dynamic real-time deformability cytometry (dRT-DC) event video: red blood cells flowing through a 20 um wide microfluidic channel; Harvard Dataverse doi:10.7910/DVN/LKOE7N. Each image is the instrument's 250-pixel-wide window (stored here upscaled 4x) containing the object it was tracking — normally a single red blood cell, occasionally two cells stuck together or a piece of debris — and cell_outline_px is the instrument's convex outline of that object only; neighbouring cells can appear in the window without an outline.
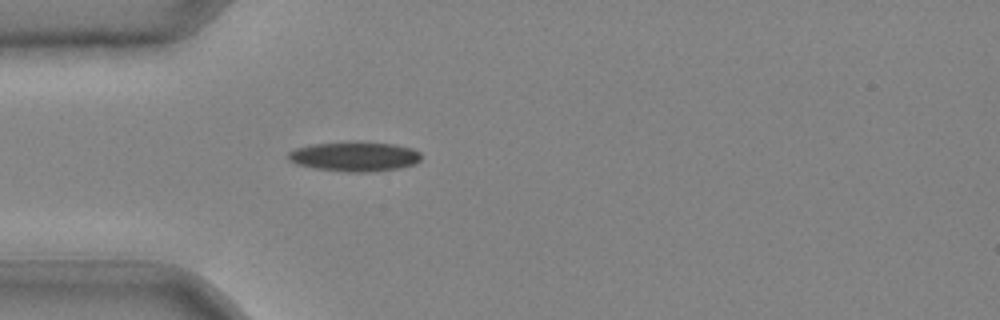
{"species": "common noctule bat (a hibernating species)", "species_latin": "Nyctalus noctula", "temperature_condition": "cold", "stored_images_in_passage": 30, "camera_frame_rate_fps": 3000, "um_per_image_px": 0.085, "animal": {"sex": "male", "body_mass_g": 20.4}, "frame": {"image": 1, "passage_image": 1, "time_ms": 0.0, "image_size_px": [1000, 320], "cell_outline_px": [[420, 160], [416, 164], [400, 168], [364, 172], [348, 172], [316, 168], [296, 164], [288, 160], [288, 152], [296, 148], [308, 144], [392, 144], [412, 148], [420, 152]], "centroid_in_image_um": [30.13, 13.34], "position_along_channel_um": 54.9, "area_um2": 22.14}}
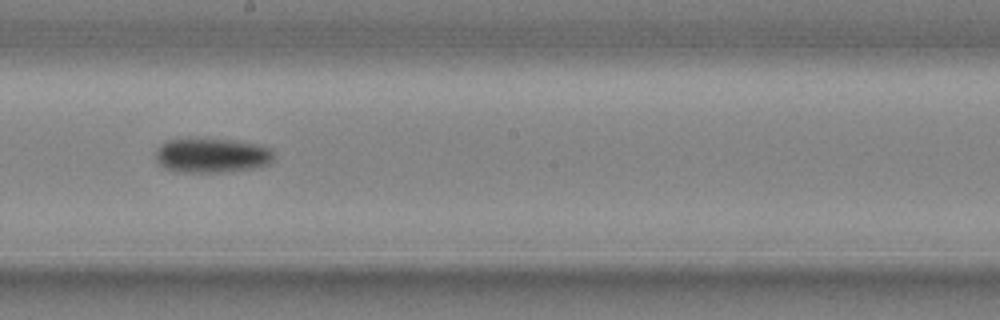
{"frame": {"image": 2, "passage_image": 13, "time_ms": 4.0, "image_size_px": [1000, 320], "cell_outline_px": [[276, 160], [260, 168], [224, 172], [176, 172], [164, 168], [156, 160], [156, 148], [160, 144], [168, 140], [232, 140], [272, 148], [276, 156]], "centroid_in_image_um": [18.06, 13.25], "position_along_channel_um": 230.1, "area_um2": 23.87}}
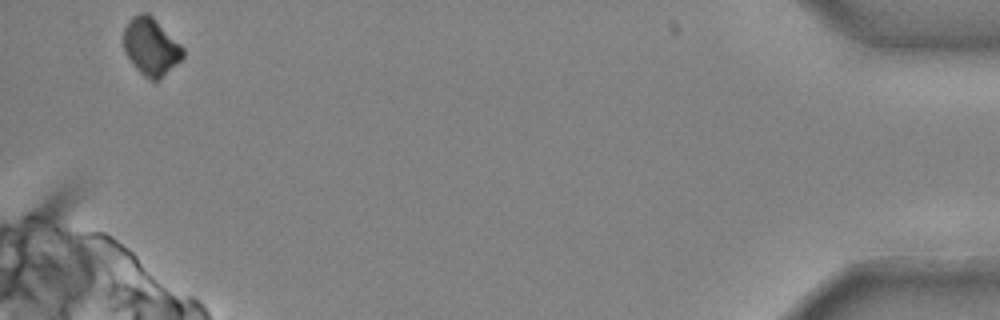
{"frame": {"image": 3, "passage_image": 30, "time_ms": 9.667, "image_size_px": [1000, 320], "cell_outline_px": [[184, 56], [160, 80], [152, 80], [144, 76], [136, 68], [124, 52], [124, 28], [128, 20], [132, 16], [140, 12], [148, 12], [184, 48]], "centroid_in_image_um": [12.82, 3.95], "position_along_channel_um": 422.4, "area_um2": 19.77}}